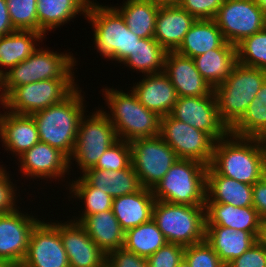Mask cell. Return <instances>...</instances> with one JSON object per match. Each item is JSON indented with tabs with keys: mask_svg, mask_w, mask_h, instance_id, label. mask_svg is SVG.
I'll return each instance as SVG.
<instances>
[{
	"mask_svg": "<svg viewBox=\"0 0 266 267\" xmlns=\"http://www.w3.org/2000/svg\"><path fill=\"white\" fill-rule=\"evenodd\" d=\"M210 166L221 176L254 185L266 175L264 141L262 138L240 137L229 132L215 142Z\"/></svg>",
	"mask_w": 266,
	"mask_h": 267,
	"instance_id": "1",
	"label": "cell"
},
{
	"mask_svg": "<svg viewBox=\"0 0 266 267\" xmlns=\"http://www.w3.org/2000/svg\"><path fill=\"white\" fill-rule=\"evenodd\" d=\"M78 89L64 101L32 114L40 142L59 149L68 158L75 147L80 119L86 112L82 90Z\"/></svg>",
	"mask_w": 266,
	"mask_h": 267,
	"instance_id": "2",
	"label": "cell"
},
{
	"mask_svg": "<svg viewBox=\"0 0 266 267\" xmlns=\"http://www.w3.org/2000/svg\"><path fill=\"white\" fill-rule=\"evenodd\" d=\"M105 90V91H104ZM114 88L103 89L110 113L104 111L115 128L118 139L127 142L160 135L161 116L147 109L135 95Z\"/></svg>",
	"mask_w": 266,
	"mask_h": 267,
	"instance_id": "3",
	"label": "cell"
},
{
	"mask_svg": "<svg viewBox=\"0 0 266 267\" xmlns=\"http://www.w3.org/2000/svg\"><path fill=\"white\" fill-rule=\"evenodd\" d=\"M265 80V70L237 62L227 79L214 88L220 119L229 130L243 117Z\"/></svg>",
	"mask_w": 266,
	"mask_h": 267,
	"instance_id": "4",
	"label": "cell"
},
{
	"mask_svg": "<svg viewBox=\"0 0 266 267\" xmlns=\"http://www.w3.org/2000/svg\"><path fill=\"white\" fill-rule=\"evenodd\" d=\"M84 17L94 28L97 52L107 59L123 63L140 38L129 30L122 15L114 7L102 6L93 0Z\"/></svg>",
	"mask_w": 266,
	"mask_h": 267,
	"instance_id": "5",
	"label": "cell"
},
{
	"mask_svg": "<svg viewBox=\"0 0 266 267\" xmlns=\"http://www.w3.org/2000/svg\"><path fill=\"white\" fill-rule=\"evenodd\" d=\"M71 53H56L38 48L26 60L15 65L0 77L2 100L15 88L48 79H74L76 61ZM72 70V71H71Z\"/></svg>",
	"mask_w": 266,
	"mask_h": 267,
	"instance_id": "6",
	"label": "cell"
},
{
	"mask_svg": "<svg viewBox=\"0 0 266 267\" xmlns=\"http://www.w3.org/2000/svg\"><path fill=\"white\" fill-rule=\"evenodd\" d=\"M207 168L196 160L179 159L152 189L155 200L205 206Z\"/></svg>",
	"mask_w": 266,
	"mask_h": 267,
	"instance_id": "7",
	"label": "cell"
},
{
	"mask_svg": "<svg viewBox=\"0 0 266 267\" xmlns=\"http://www.w3.org/2000/svg\"><path fill=\"white\" fill-rule=\"evenodd\" d=\"M152 219L168 243L186 247L205 240V206L155 200Z\"/></svg>",
	"mask_w": 266,
	"mask_h": 267,
	"instance_id": "8",
	"label": "cell"
},
{
	"mask_svg": "<svg viewBox=\"0 0 266 267\" xmlns=\"http://www.w3.org/2000/svg\"><path fill=\"white\" fill-rule=\"evenodd\" d=\"M96 110L88 118L82 115L75 147L69 157V166L71 160L76 161L82 173L95 167L103 153L118 140L115 128L104 110Z\"/></svg>",
	"mask_w": 266,
	"mask_h": 267,
	"instance_id": "9",
	"label": "cell"
},
{
	"mask_svg": "<svg viewBox=\"0 0 266 267\" xmlns=\"http://www.w3.org/2000/svg\"><path fill=\"white\" fill-rule=\"evenodd\" d=\"M74 80L48 79L15 87L2 106L16 114L32 115L69 97L78 88Z\"/></svg>",
	"mask_w": 266,
	"mask_h": 267,
	"instance_id": "10",
	"label": "cell"
},
{
	"mask_svg": "<svg viewBox=\"0 0 266 267\" xmlns=\"http://www.w3.org/2000/svg\"><path fill=\"white\" fill-rule=\"evenodd\" d=\"M130 147L132 167L139 176L143 188L152 190L179 160L160 136L132 140Z\"/></svg>",
	"mask_w": 266,
	"mask_h": 267,
	"instance_id": "11",
	"label": "cell"
},
{
	"mask_svg": "<svg viewBox=\"0 0 266 267\" xmlns=\"http://www.w3.org/2000/svg\"><path fill=\"white\" fill-rule=\"evenodd\" d=\"M159 136L179 159H192L207 166L211 164L216 141L209 134L168 114L161 117Z\"/></svg>",
	"mask_w": 266,
	"mask_h": 267,
	"instance_id": "12",
	"label": "cell"
},
{
	"mask_svg": "<svg viewBox=\"0 0 266 267\" xmlns=\"http://www.w3.org/2000/svg\"><path fill=\"white\" fill-rule=\"evenodd\" d=\"M213 20L234 46L266 27V16L253 0H224Z\"/></svg>",
	"mask_w": 266,
	"mask_h": 267,
	"instance_id": "13",
	"label": "cell"
},
{
	"mask_svg": "<svg viewBox=\"0 0 266 267\" xmlns=\"http://www.w3.org/2000/svg\"><path fill=\"white\" fill-rule=\"evenodd\" d=\"M170 115L209 134L215 141L230 132L220 119L214 91L207 96L178 97Z\"/></svg>",
	"mask_w": 266,
	"mask_h": 267,
	"instance_id": "14",
	"label": "cell"
},
{
	"mask_svg": "<svg viewBox=\"0 0 266 267\" xmlns=\"http://www.w3.org/2000/svg\"><path fill=\"white\" fill-rule=\"evenodd\" d=\"M20 267H69L60 237V222L39 221L32 229L27 255Z\"/></svg>",
	"mask_w": 266,
	"mask_h": 267,
	"instance_id": "15",
	"label": "cell"
},
{
	"mask_svg": "<svg viewBox=\"0 0 266 267\" xmlns=\"http://www.w3.org/2000/svg\"><path fill=\"white\" fill-rule=\"evenodd\" d=\"M29 215L18 209L0 215V260L9 267H20L27 255L32 229L40 221Z\"/></svg>",
	"mask_w": 266,
	"mask_h": 267,
	"instance_id": "16",
	"label": "cell"
},
{
	"mask_svg": "<svg viewBox=\"0 0 266 267\" xmlns=\"http://www.w3.org/2000/svg\"><path fill=\"white\" fill-rule=\"evenodd\" d=\"M60 237L69 267H104L106 254L87 234L85 228L71 220L60 223Z\"/></svg>",
	"mask_w": 266,
	"mask_h": 267,
	"instance_id": "17",
	"label": "cell"
},
{
	"mask_svg": "<svg viewBox=\"0 0 266 267\" xmlns=\"http://www.w3.org/2000/svg\"><path fill=\"white\" fill-rule=\"evenodd\" d=\"M21 165V173L31 178H54L65 177L69 171V158L59 149L47 143L38 142L32 148L18 157Z\"/></svg>",
	"mask_w": 266,
	"mask_h": 267,
	"instance_id": "18",
	"label": "cell"
},
{
	"mask_svg": "<svg viewBox=\"0 0 266 267\" xmlns=\"http://www.w3.org/2000/svg\"><path fill=\"white\" fill-rule=\"evenodd\" d=\"M164 73L171 80L178 97L207 96L214 90L199 73L193 59L176 51L167 52Z\"/></svg>",
	"mask_w": 266,
	"mask_h": 267,
	"instance_id": "19",
	"label": "cell"
},
{
	"mask_svg": "<svg viewBox=\"0 0 266 267\" xmlns=\"http://www.w3.org/2000/svg\"><path fill=\"white\" fill-rule=\"evenodd\" d=\"M145 76L132 87L139 102L161 117L170 114L178 99L171 80L164 72Z\"/></svg>",
	"mask_w": 266,
	"mask_h": 267,
	"instance_id": "20",
	"label": "cell"
},
{
	"mask_svg": "<svg viewBox=\"0 0 266 267\" xmlns=\"http://www.w3.org/2000/svg\"><path fill=\"white\" fill-rule=\"evenodd\" d=\"M0 139L5 149L18 157L40 142L32 115L7 112V109L0 114Z\"/></svg>",
	"mask_w": 266,
	"mask_h": 267,
	"instance_id": "21",
	"label": "cell"
},
{
	"mask_svg": "<svg viewBox=\"0 0 266 267\" xmlns=\"http://www.w3.org/2000/svg\"><path fill=\"white\" fill-rule=\"evenodd\" d=\"M196 19L179 5L160 6L154 39L168 52L176 51Z\"/></svg>",
	"mask_w": 266,
	"mask_h": 267,
	"instance_id": "22",
	"label": "cell"
},
{
	"mask_svg": "<svg viewBox=\"0 0 266 267\" xmlns=\"http://www.w3.org/2000/svg\"><path fill=\"white\" fill-rule=\"evenodd\" d=\"M205 226H223L250 232L256 238L261 218L253 206L237 207L232 204L205 203Z\"/></svg>",
	"mask_w": 266,
	"mask_h": 267,
	"instance_id": "23",
	"label": "cell"
},
{
	"mask_svg": "<svg viewBox=\"0 0 266 267\" xmlns=\"http://www.w3.org/2000/svg\"><path fill=\"white\" fill-rule=\"evenodd\" d=\"M205 203L232 204L237 207L253 206V185L221 176L209 165L206 172Z\"/></svg>",
	"mask_w": 266,
	"mask_h": 267,
	"instance_id": "24",
	"label": "cell"
},
{
	"mask_svg": "<svg viewBox=\"0 0 266 267\" xmlns=\"http://www.w3.org/2000/svg\"><path fill=\"white\" fill-rule=\"evenodd\" d=\"M205 240L225 266L257 242L250 232L223 226H205Z\"/></svg>",
	"mask_w": 266,
	"mask_h": 267,
	"instance_id": "25",
	"label": "cell"
},
{
	"mask_svg": "<svg viewBox=\"0 0 266 267\" xmlns=\"http://www.w3.org/2000/svg\"><path fill=\"white\" fill-rule=\"evenodd\" d=\"M154 203L152 190L142 188L136 193L113 198L112 211L121 228L126 231L149 221Z\"/></svg>",
	"mask_w": 266,
	"mask_h": 267,
	"instance_id": "26",
	"label": "cell"
},
{
	"mask_svg": "<svg viewBox=\"0 0 266 267\" xmlns=\"http://www.w3.org/2000/svg\"><path fill=\"white\" fill-rule=\"evenodd\" d=\"M82 177L91 186L109 194L112 198L133 194L143 188L132 164L118 171H105L93 167L83 172Z\"/></svg>",
	"mask_w": 266,
	"mask_h": 267,
	"instance_id": "27",
	"label": "cell"
},
{
	"mask_svg": "<svg viewBox=\"0 0 266 267\" xmlns=\"http://www.w3.org/2000/svg\"><path fill=\"white\" fill-rule=\"evenodd\" d=\"M80 224L105 254L123 248L125 231L112 210L86 216Z\"/></svg>",
	"mask_w": 266,
	"mask_h": 267,
	"instance_id": "28",
	"label": "cell"
},
{
	"mask_svg": "<svg viewBox=\"0 0 266 267\" xmlns=\"http://www.w3.org/2000/svg\"><path fill=\"white\" fill-rule=\"evenodd\" d=\"M192 59L199 73L214 89L227 79L237 63V48L226 42L221 48L209 50Z\"/></svg>",
	"mask_w": 266,
	"mask_h": 267,
	"instance_id": "29",
	"label": "cell"
},
{
	"mask_svg": "<svg viewBox=\"0 0 266 267\" xmlns=\"http://www.w3.org/2000/svg\"><path fill=\"white\" fill-rule=\"evenodd\" d=\"M225 43L222 32L213 19L196 20L176 52L194 58L209 50L221 48Z\"/></svg>",
	"mask_w": 266,
	"mask_h": 267,
	"instance_id": "30",
	"label": "cell"
},
{
	"mask_svg": "<svg viewBox=\"0 0 266 267\" xmlns=\"http://www.w3.org/2000/svg\"><path fill=\"white\" fill-rule=\"evenodd\" d=\"M92 0H37L38 32L46 34L67 23L78 13L86 15Z\"/></svg>",
	"mask_w": 266,
	"mask_h": 267,
	"instance_id": "31",
	"label": "cell"
},
{
	"mask_svg": "<svg viewBox=\"0 0 266 267\" xmlns=\"http://www.w3.org/2000/svg\"><path fill=\"white\" fill-rule=\"evenodd\" d=\"M44 34L32 30H15L0 37V77L4 68L10 69L26 60L36 50V42L43 40Z\"/></svg>",
	"mask_w": 266,
	"mask_h": 267,
	"instance_id": "32",
	"label": "cell"
},
{
	"mask_svg": "<svg viewBox=\"0 0 266 267\" xmlns=\"http://www.w3.org/2000/svg\"><path fill=\"white\" fill-rule=\"evenodd\" d=\"M122 15L129 30L139 38H154L160 5L154 0H126L122 7L114 6Z\"/></svg>",
	"mask_w": 266,
	"mask_h": 267,
	"instance_id": "33",
	"label": "cell"
},
{
	"mask_svg": "<svg viewBox=\"0 0 266 267\" xmlns=\"http://www.w3.org/2000/svg\"><path fill=\"white\" fill-rule=\"evenodd\" d=\"M168 242L151 218L125 231L123 248L147 259Z\"/></svg>",
	"mask_w": 266,
	"mask_h": 267,
	"instance_id": "34",
	"label": "cell"
},
{
	"mask_svg": "<svg viewBox=\"0 0 266 267\" xmlns=\"http://www.w3.org/2000/svg\"><path fill=\"white\" fill-rule=\"evenodd\" d=\"M167 51L154 38H140L125 66L146 74L164 72Z\"/></svg>",
	"mask_w": 266,
	"mask_h": 267,
	"instance_id": "35",
	"label": "cell"
},
{
	"mask_svg": "<svg viewBox=\"0 0 266 267\" xmlns=\"http://www.w3.org/2000/svg\"><path fill=\"white\" fill-rule=\"evenodd\" d=\"M230 133L240 137L262 139L266 136V80L243 117L230 129Z\"/></svg>",
	"mask_w": 266,
	"mask_h": 267,
	"instance_id": "36",
	"label": "cell"
},
{
	"mask_svg": "<svg viewBox=\"0 0 266 267\" xmlns=\"http://www.w3.org/2000/svg\"><path fill=\"white\" fill-rule=\"evenodd\" d=\"M69 184L70 194H74L71 195V198L74 196L79 200H84L82 203H85V209L81 216L79 219L78 217L76 220L73 219V221L80 223L86 216L112 210L113 198L109 194L91 186L82 176Z\"/></svg>",
	"mask_w": 266,
	"mask_h": 267,
	"instance_id": "37",
	"label": "cell"
},
{
	"mask_svg": "<svg viewBox=\"0 0 266 267\" xmlns=\"http://www.w3.org/2000/svg\"><path fill=\"white\" fill-rule=\"evenodd\" d=\"M237 62L266 71V27L237 46Z\"/></svg>",
	"mask_w": 266,
	"mask_h": 267,
	"instance_id": "38",
	"label": "cell"
},
{
	"mask_svg": "<svg viewBox=\"0 0 266 267\" xmlns=\"http://www.w3.org/2000/svg\"><path fill=\"white\" fill-rule=\"evenodd\" d=\"M11 23L16 30L38 32L37 0H6Z\"/></svg>",
	"mask_w": 266,
	"mask_h": 267,
	"instance_id": "39",
	"label": "cell"
},
{
	"mask_svg": "<svg viewBox=\"0 0 266 267\" xmlns=\"http://www.w3.org/2000/svg\"><path fill=\"white\" fill-rule=\"evenodd\" d=\"M132 164L130 142L118 139L100 157L95 169L118 171Z\"/></svg>",
	"mask_w": 266,
	"mask_h": 267,
	"instance_id": "40",
	"label": "cell"
},
{
	"mask_svg": "<svg viewBox=\"0 0 266 267\" xmlns=\"http://www.w3.org/2000/svg\"><path fill=\"white\" fill-rule=\"evenodd\" d=\"M184 258L191 267H225L206 240L186 246Z\"/></svg>",
	"mask_w": 266,
	"mask_h": 267,
	"instance_id": "41",
	"label": "cell"
},
{
	"mask_svg": "<svg viewBox=\"0 0 266 267\" xmlns=\"http://www.w3.org/2000/svg\"><path fill=\"white\" fill-rule=\"evenodd\" d=\"M184 252V246L167 243L146 259L148 267H177L184 258Z\"/></svg>",
	"mask_w": 266,
	"mask_h": 267,
	"instance_id": "42",
	"label": "cell"
},
{
	"mask_svg": "<svg viewBox=\"0 0 266 267\" xmlns=\"http://www.w3.org/2000/svg\"><path fill=\"white\" fill-rule=\"evenodd\" d=\"M224 0H182L179 6L196 20L213 19Z\"/></svg>",
	"mask_w": 266,
	"mask_h": 267,
	"instance_id": "43",
	"label": "cell"
},
{
	"mask_svg": "<svg viewBox=\"0 0 266 267\" xmlns=\"http://www.w3.org/2000/svg\"><path fill=\"white\" fill-rule=\"evenodd\" d=\"M225 267H266V249L257 241Z\"/></svg>",
	"mask_w": 266,
	"mask_h": 267,
	"instance_id": "44",
	"label": "cell"
},
{
	"mask_svg": "<svg viewBox=\"0 0 266 267\" xmlns=\"http://www.w3.org/2000/svg\"><path fill=\"white\" fill-rule=\"evenodd\" d=\"M9 177L10 175L2 168L0 170V215L17 209V205H15L17 202L15 191L17 190L14 189L15 186Z\"/></svg>",
	"mask_w": 266,
	"mask_h": 267,
	"instance_id": "45",
	"label": "cell"
},
{
	"mask_svg": "<svg viewBox=\"0 0 266 267\" xmlns=\"http://www.w3.org/2000/svg\"><path fill=\"white\" fill-rule=\"evenodd\" d=\"M107 267H148L147 260L124 248L106 254Z\"/></svg>",
	"mask_w": 266,
	"mask_h": 267,
	"instance_id": "46",
	"label": "cell"
},
{
	"mask_svg": "<svg viewBox=\"0 0 266 267\" xmlns=\"http://www.w3.org/2000/svg\"><path fill=\"white\" fill-rule=\"evenodd\" d=\"M253 207L261 219L266 218V175L253 185Z\"/></svg>",
	"mask_w": 266,
	"mask_h": 267,
	"instance_id": "47",
	"label": "cell"
},
{
	"mask_svg": "<svg viewBox=\"0 0 266 267\" xmlns=\"http://www.w3.org/2000/svg\"><path fill=\"white\" fill-rule=\"evenodd\" d=\"M16 29L13 27L6 0H0V37L14 32Z\"/></svg>",
	"mask_w": 266,
	"mask_h": 267,
	"instance_id": "48",
	"label": "cell"
},
{
	"mask_svg": "<svg viewBox=\"0 0 266 267\" xmlns=\"http://www.w3.org/2000/svg\"><path fill=\"white\" fill-rule=\"evenodd\" d=\"M257 241L266 249V218L261 219Z\"/></svg>",
	"mask_w": 266,
	"mask_h": 267,
	"instance_id": "49",
	"label": "cell"
},
{
	"mask_svg": "<svg viewBox=\"0 0 266 267\" xmlns=\"http://www.w3.org/2000/svg\"><path fill=\"white\" fill-rule=\"evenodd\" d=\"M160 6H176L179 5L182 0H154Z\"/></svg>",
	"mask_w": 266,
	"mask_h": 267,
	"instance_id": "50",
	"label": "cell"
},
{
	"mask_svg": "<svg viewBox=\"0 0 266 267\" xmlns=\"http://www.w3.org/2000/svg\"><path fill=\"white\" fill-rule=\"evenodd\" d=\"M259 8L262 10V13L266 16V0H253Z\"/></svg>",
	"mask_w": 266,
	"mask_h": 267,
	"instance_id": "51",
	"label": "cell"
},
{
	"mask_svg": "<svg viewBox=\"0 0 266 267\" xmlns=\"http://www.w3.org/2000/svg\"><path fill=\"white\" fill-rule=\"evenodd\" d=\"M177 267H191L188 261L183 258L177 265Z\"/></svg>",
	"mask_w": 266,
	"mask_h": 267,
	"instance_id": "52",
	"label": "cell"
},
{
	"mask_svg": "<svg viewBox=\"0 0 266 267\" xmlns=\"http://www.w3.org/2000/svg\"><path fill=\"white\" fill-rule=\"evenodd\" d=\"M0 267H9L6 263H4V262H2L1 260H0Z\"/></svg>",
	"mask_w": 266,
	"mask_h": 267,
	"instance_id": "53",
	"label": "cell"
},
{
	"mask_svg": "<svg viewBox=\"0 0 266 267\" xmlns=\"http://www.w3.org/2000/svg\"><path fill=\"white\" fill-rule=\"evenodd\" d=\"M263 141H264V144H265V147H266V136L263 138Z\"/></svg>",
	"mask_w": 266,
	"mask_h": 267,
	"instance_id": "54",
	"label": "cell"
}]
</instances>
